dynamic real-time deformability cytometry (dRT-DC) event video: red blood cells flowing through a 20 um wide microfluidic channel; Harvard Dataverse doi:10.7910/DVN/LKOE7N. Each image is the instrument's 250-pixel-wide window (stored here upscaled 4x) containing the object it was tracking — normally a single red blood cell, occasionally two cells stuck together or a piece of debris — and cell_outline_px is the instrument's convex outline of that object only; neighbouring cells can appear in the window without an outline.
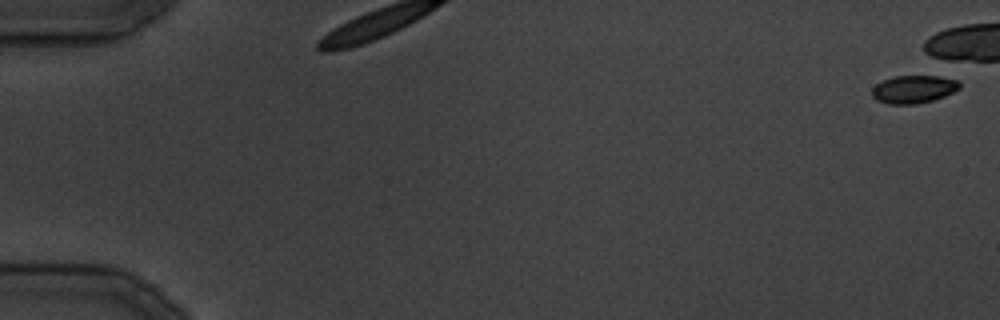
{"species": "common noctule bat (a hibernating species)", "species_latin": "Nyctalus noctula", "temperature_condition": "cold", "stored_images_in_passage": 19, "camera_frame_rate_fps": 3000, "um_per_image_px": 0.085, "animal": {"sex": "male", "body_mass_g": 19.5, "forearm_length_mm": 54.6}, "frame": {"image": 1, "passage_image": 1, "time_ms": 0.0, "image_size_px": [1000, 320], "cell_outline_px": [[960, 88], [944, 96], [932, 100], [916, 104], [888, 104], [876, 100], [872, 96], [872, 88], [876, 84], [892, 76], [932, 72], [948, 76], [956, 80], [960, 84]], "centroid_in_image_um": [77.7, 7.51], "position_along_channel_um": 7.3, "area_um2": 15.09}}
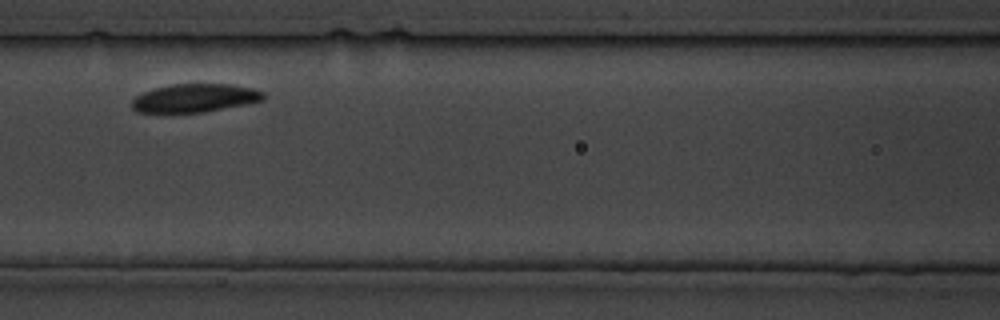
{"frame": {"image": 2, "passage_image": 8, "time_ms": 8.0, "image_size_px": [1000, 320], "cell_outline_px": [[264, 100], [248, 104], [204, 112], [136, 112], [132, 108], [132, 100], [136, 96], [144, 92], [156, 88], [172, 84], [232, 84], [252, 88], [264, 92]], "centroid_in_image_um": [16.59, 8.33], "position_along_channel_um": 150.0, "area_um2": 21.68}}
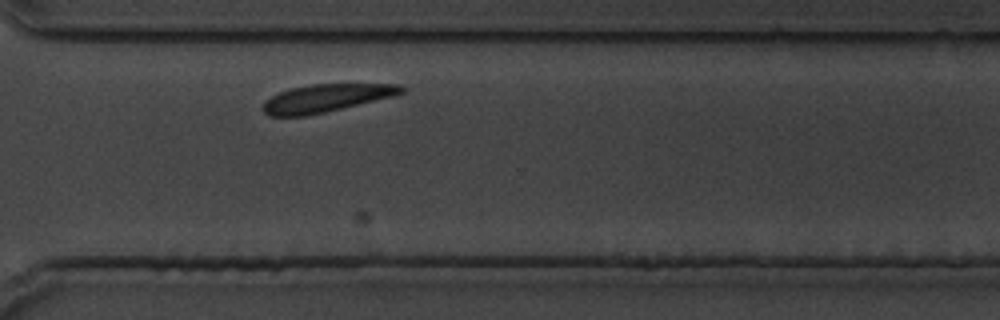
{"frame": {"image": 3, "passage_image": 19, "time_ms": 21.333, "image_size_px": [1000, 320], "cell_outline_px": [[404, 92], [396, 96], [324, 112], [304, 116], [268, 116], [264, 112], [264, 100], [280, 92], [292, 88], [312, 84], [400, 84], [404, 88]], "centroid_in_image_um": [27.75, 8.34], "position_along_channel_um": 342.9, "area_um2": 22.25}}